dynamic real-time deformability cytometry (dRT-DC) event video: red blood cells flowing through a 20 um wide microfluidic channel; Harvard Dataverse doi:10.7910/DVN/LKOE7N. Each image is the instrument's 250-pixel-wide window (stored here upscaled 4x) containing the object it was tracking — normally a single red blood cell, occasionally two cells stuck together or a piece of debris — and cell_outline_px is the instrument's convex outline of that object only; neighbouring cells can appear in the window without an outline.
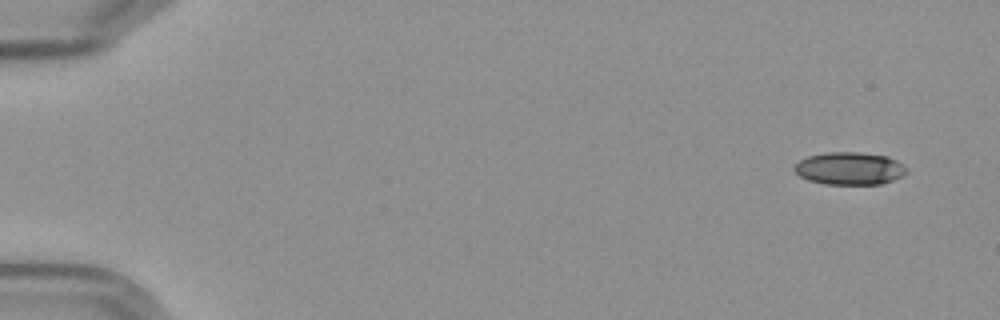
{"species": "Egyptian fruit bat (a non-hibernating species)", "species_latin": "Rousettus aegyptiacus", "temperature_condition": "cold", "stored_images_in_passage": 6, "camera_frame_rate_fps": 3000, "um_per_image_px": 0.085, "frame": {"image": 1, "passage_image": 1, "time_ms": 0.0, "image_size_px": [1000, 320], "cell_outline_px": [[908, 172], [892, 180], [880, 184], [824, 184], [808, 180], [800, 176], [792, 168], [800, 160], [808, 156], [824, 152], [860, 152], [888, 156], [896, 160], [908, 168]], "centroid_in_image_um": [72.21, 14.31], "position_along_channel_um": 12.8, "area_um2": 21.39}}
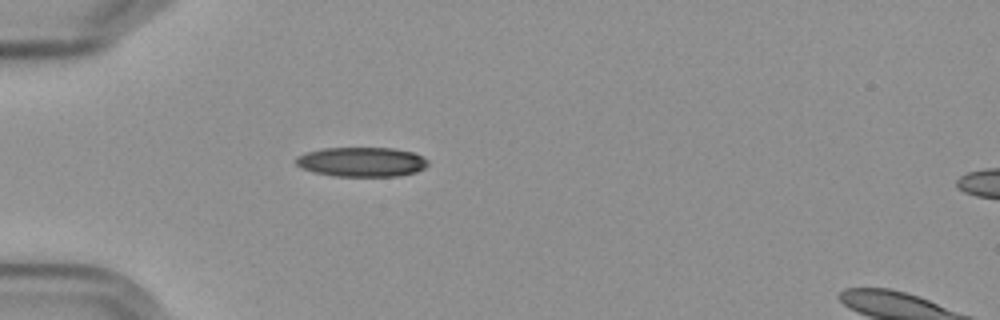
{"frame": {"image": 2, "passage_image": 5, "time_ms": 4.667, "image_size_px": [1000, 320], "cell_outline_px": [[428, 164], [424, 168], [416, 172], [400, 176], [336, 176], [312, 172], [296, 164], [296, 156], [304, 152], [324, 148], [392, 148], [412, 152], [428, 160]], "centroid_in_image_um": [30.73, 13.76], "position_along_channel_um": 54.3, "area_um2": 22.72}}